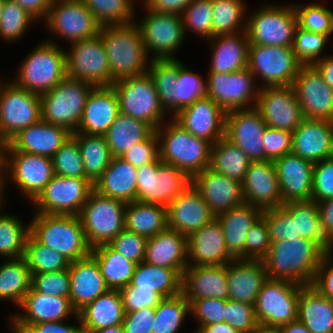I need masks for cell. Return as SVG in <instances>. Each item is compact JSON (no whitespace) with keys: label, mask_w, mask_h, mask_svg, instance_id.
Wrapping results in <instances>:
<instances>
[{"label":"cell","mask_w":333,"mask_h":333,"mask_svg":"<svg viewBox=\"0 0 333 333\" xmlns=\"http://www.w3.org/2000/svg\"><path fill=\"white\" fill-rule=\"evenodd\" d=\"M326 250L316 241L297 238L272 242L262 260L268 278L312 285Z\"/></svg>","instance_id":"obj_1"},{"label":"cell","mask_w":333,"mask_h":333,"mask_svg":"<svg viewBox=\"0 0 333 333\" xmlns=\"http://www.w3.org/2000/svg\"><path fill=\"white\" fill-rule=\"evenodd\" d=\"M99 35L109 60L111 85L148 71L151 59L144 48L141 31L135 21L103 26Z\"/></svg>","instance_id":"obj_2"},{"label":"cell","mask_w":333,"mask_h":333,"mask_svg":"<svg viewBox=\"0 0 333 333\" xmlns=\"http://www.w3.org/2000/svg\"><path fill=\"white\" fill-rule=\"evenodd\" d=\"M170 119L155 130L159 141V158L192 179L209 168L212 144L186 131L172 117Z\"/></svg>","instance_id":"obj_3"},{"label":"cell","mask_w":333,"mask_h":333,"mask_svg":"<svg viewBox=\"0 0 333 333\" xmlns=\"http://www.w3.org/2000/svg\"><path fill=\"white\" fill-rule=\"evenodd\" d=\"M30 233L41 243L65 256L70 262L91 255L78 215H50L34 213Z\"/></svg>","instance_id":"obj_4"},{"label":"cell","mask_w":333,"mask_h":333,"mask_svg":"<svg viewBox=\"0 0 333 333\" xmlns=\"http://www.w3.org/2000/svg\"><path fill=\"white\" fill-rule=\"evenodd\" d=\"M20 63L12 80L21 88L41 95L51 91L66 75L65 49L53 40L38 42Z\"/></svg>","instance_id":"obj_5"},{"label":"cell","mask_w":333,"mask_h":333,"mask_svg":"<svg viewBox=\"0 0 333 333\" xmlns=\"http://www.w3.org/2000/svg\"><path fill=\"white\" fill-rule=\"evenodd\" d=\"M93 87L91 83L66 76L51 91L40 95L41 120L75 133Z\"/></svg>","instance_id":"obj_6"},{"label":"cell","mask_w":333,"mask_h":333,"mask_svg":"<svg viewBox=\"0 0 333 333\" xmlns=\"http://www.w3.org/2000/svg\"><path fill=\"white\" fill-rule=\"evenodd\" d=\"M264 4L247 15L249 45L292 47L298 26L294 4Z\"/></svg>","instance_id":"obj_7"},{"label":"cell","mask_w":333,"mask_h":333,"mask_svg":"<svg viewBox=\"0 0 333 333\" xmlns=\"http://www.w3.org/2000/svg\"><path fill=\"white\" fill-rule=\"evenodd\" d=\"M54 176L52 158L16 151L9 143L5 147L3 195L6 186L15 184L20 194L31 203ZM8 178V179H7ZM13 181V182H12Z\"/></svg>","instance_id":"obj_8"},{"label":"cell","mask_w":333,"mask_h":333,"mask_svg":"<svg viewBox=\"0 0 333 333\" xmlns=\"http://www.w3.org/2000/svg\"><path fill=\"white\" fill-rule=\"evenodd\" d=\"M123 201L105 197L93 190L78 215L89 246L109 244L125 229Z\"/></svg>","instance_id":"obj_9"},{"label":"cell","mask_w":333,"mask_h":333,"mask_svg":"<svg viewBox=\"0 0 333 333\" xmlns=\"http://www.w3.org/2000/svg\"><path fill=\"white\" fill-rule=\"evenodd\" d=\"M119 100L120 113L144 121L154 130L167 118L149 73L125 78L112 84Z\"/></svg>","instance_id":"obj_10"},{"label":"cell","mask_w":333,"mask_h":333,"mask_svg":"<svg viewBox=\"0 0 333 333\" xmlns=\"http://www.w3.org/2000/svg\"><path fill=\"white\" fill-rule=\"evenodd\" d=\"M4 82V83H3ZM0 80V138L8 144L22 130L41 120L40 95Z\"/></svg>","instance_id":"obj_11"},{"label":"cell","mask_w":333,"mask_h":333,"mask_svg":"<svg viewBox=\"0 0 333 333\" xmlns=\"http://www.w3.org/2000/svg\"><path fill=\"white\" fill-rule=\"evenodd\" d=\"M145 15L138 25L144 48L148 57L153 59H177L176 52L186 36L180 14L156 12L144 4ZM152 51V52H151ZM153 55H152V54ZM150 55H152L150 57Z\"/></svg>","instance_id":"obj_12"},{"label":"cell","mask_w":333,"mask_h":333,"mask_svg":"<svg viewBox=\"0 0 333 333\" xmlns=\"http://www.w3.org/2000/svg\"><path fill=\"white\" fill-rule=\"evenodd\" d=\"M190 184L185 172L159 158L137 168L136 200L167 207Z\"/></svg>","instance_id":"obj_13"},{"label":"cell","mask_w":333,"mask_h":333,"mask_svg":"<svg viewBox=\"0 0 333 333\" xmlns=\"http://www.w3.org/2000/svg\"><path fill=\"white\" fill-rule=\"evenodd\" d=\"M302 66L292 47L249 45L247 68L260 87L292 86Z\"/></svg>","instance_id":"obj_14"},{"label":"cell","mask_w":333,"mask_h":333,"mask_svg":"<svg viewBox=\"0 0 333 333\" xmlns=\"http://www.w3.org/2000/svg\"><path fill=\"white\" fill-rule=\"evenodd\" d=\"M300 287L290 281L268 278L254 303L258 324L281 327L297 320Z\"/></svg>","instance_id":"obj_15"},{"label":"cell","mask_w":333,"mask_h":333,"mask_svg":"<svg viewBox=\"0 0 333 333\" xmlns=\"http://www.w3.org/2000/svg\"><path fill=\"white\" fill-rule=\"evenodd\" d=\"M206 83V96L225 112L256 107L261 87L248 68L233 73H208Z\"/></svg>","instance_id":"obj_16"},{"label":"cell","mask_w":333,"mask_h":333,"mask_svg":"<svg viewBox=\"0 0 333 333\" xmlns=\"http://www.w3.org/2000/svg\"><path fill=\"white\" fill-rule=\"evenodd\" d=\"M43 22L50 34L69 43L95 37L101 29L83 0H52Z\"/></svg>","instance_id":"obj_17"},{"label":"cell","mask_w":333,"mask_h":333,"mask_svg":"<svg viewBox=\"0 0 333 333\" xmlns=\"http://www.w3.org/2000/svg\"><path fill=\"white\" fill-rule=\"evenodd\" d=\"M66 56V75L93 84L111 85L109 60L100 35L70 43Z\"/></svg>","instance_id":"obj_18"},{"label":"cell","mask_w":333,"mask_h":333,"mask_svg":"<svg viewBox=\"0 0 333 333\" xmlns=\"http://www.w3.org/2000/svg\"><path fill=\"white\" fill-rule=\"evenodd\" d=\"M94 185L88 179L54 175L32 202L35 213L79 215Z\"/></svg>","instance_id":"obj_19"},{"label":"cell","mask_w":333,"mask_h":333,"mask_svg":"<svg viewBox=\"0 0 333 333\" xmlns=\"http://www.w3.org/2000/svg\"><path fill=\"white\" fill-rule=\"evenodd\" d=\"M267 125L256 107L226 112L225 138L240 148L250 161L267 160L263 134Z\"/></svg>","instance_id":"obj_20"},{"label":"cell","mask_w":333,"mask_h":333,"mask_svg":"<svg viewBox=\"0 0 333 333\" xmlns=\"http://www.w3.org/2000/svg\"><path fill=\"white\" fill-rule=\"evenodd\" d=\"M256 108L268 127L293 132L303 121L293 86L261 87Z\"/></svg>","instance_id":"obj_21"},{"label":"cell","mask_w":333,"mask_h":333,"mask_svg":"<svg viewBox=\"0 0 333 333\" xmlns=\"http://www.w3.org/2000/svg\"><path fill=\"white\" fill-rule=\"evenodd\" d=\"M11 313L8 322L15 328L25 331L32 324L68 320L77 312L73 309L69 297L42 294L32 286L25 295L19 310Z\"/></svg>","instance_id":"obj_22"},{"label":"cell","mask_w":333,"mask_h":333,"mask_svg":"<svg viewBox=\"0 0 333 333\" xmlns=\"http://www.w3.org/2000/svg\"><path fill=\"white\" fill-rule=\"evenodd\" d=\"M292 86L304 118L333 121V89L313 65H303Z\"/></svg>","instance_id":"obj_23"},{"label":"cell","mask_w":333,"mask_h":333,"mask_svg":"<svg viewBox=\"0 0 333 333\" xmlns=\"http://www.w3.org/2000/svg\"><path fill=\"white\" fill-rule=\"evenodd\" d=\"M172 118L186 131L211 144L225 136L226 112L207 96L180 110Z\"/></svg>","instance_id":"obj_24"},{"label":"cell","mask_w":333,"mask_h":333,"mask_svg":"<svg viewBox=\"0 0 333 333\" xmlns=\"http://www.w3.org/2000/svg\"><path fill=\"white\" fill-rule=\"evenodd\" d=\"M241 185L247 204L262 211L283 205L279 180L272 160L251 161Z\"/></svg>","instance_id":"obj_25"},{"label":"cell","mask_w":333,"mask_h":333,"mask_svg":"<svg viewBox=\"0 0 333 333\" xmlns=\"http://www.w3.org/2000/svg\"><path fill=\"white\" fill-rule=\"evenodd\" d=\"M273 162L279 180L282 203L311 201L314 164L292 152Z\"/></svg>","instance_id":"obj_26"},{"label":"cell","mask_w":333,"mask_h":333,"mask_svg":"<svg viewBox=\"0 0 333 333\" xmlns=\"http://www.w3.org/2000/svg\"><path fill=\"white\" fill-rule=\"evenodd\" d=\"M187 247V262L191 266L226 265L235 259L226 248L216 217L187 237Z\"/></svg>","instance_id":"obj_27"},{"label":"cell","mask_w":333,"mask_h":333,"mask_svg":"<svg viewBox=\"0 0 333 333\" xmlns=\"http://www.w3.org/2000/svg\"><path fill=\"white\" fill-rule=\"evenodd\" d=\"M167 225L188 237L215 216L199 191L190 184L167 207Z\"/></svg>","instance_id":"obj_28"},{"label":"cell","mask_w":333,"mask_h":333,"mask_svg":"<svg viewBox=\"0 0 333 333\" xmlns=\"http://www.w3.org/2000/svg\"><path fill=\"white\" fill-rule=\"evenodd\" d=\"M292 153L316 164L333 156V121L304 118L292 132Z\"/></svg>","instance_id":"obj_29"},{"label":"cell","mask_w":333,"mask_h":333,"mask_svg":"<svg viewBox=\"0 0 333 333\" xmlns=\"http://www.w3.org/2000/svg\"><path fill=\"white\" fill-rule=\"evenodd\" d=\"M192 185L199 191L215 217L245 203L240 182L209 168L196 174L192 178Z\"/></svg>","instance_id":"obj_30"},{"label":"cell","mask_w":333,"mask_h":333,"mask_svg":"<svg viewBox=\"0 0 333 333\" xmlns=\"http://www.w3.org/2000/svg\"><path fill=\"white\" fill-rule=\"evenodd\" d=\"M119 114V100L113 86H94L75 133L104 135Z\"/></svg>","instance_id":"obj_31"},{"label":"cell","mask_w":333,"mask_h":333,"mask_svg":"<svg viewBox=\"0 0 333 333\" xmlns=\"http://www.w3.org/2000/svg\"><path fill=\"white\" fill-rule=\"evenodd\" d=\"M226 265L191 266L182 275L181 293L187 300L217 298L228 300Z\"/></svg>","instance_id":"obj_32"},{"label":"cell","mask_w":333,"mask_h":333,"mask_svg":"<svg viewBox=\"0 0 333 333\" xmlns=\"http://www.w3.org/2000/svg\"><path fill=\"white\" fill-rule=\"evenodd\" d=\"M69 276V299L77 313L109 290L97 261L91 255L71 262Z\"/></svg>","instance_id":"obj_33"},{"label":"cell","mask_w":333,"mask_h":333,"mask_svg":"<svg viewBox=\"0 0 333 333\" xmlns=\"http://www.w3.org/2000/svg\"><path fill=\"white\" fill-rule=\"evenodd\" d=\"M187 250V237L167 227L146 240L144 262L174 269L182 277L188 266Z\"/></svg>","instance_id":"obj_34"},{"label":"cell","mask_w":333,"mask_h":333,"mask_svg":"<svg viewBox=\"0 0 333 333\" xmlns=\"http://www.w3.org/2000/svg\"><path fill=\"white\" fill-rule=\"evenodd\" d=\"M268 279L261 260L234 259L227 263L228 299L254 305Z\"/></svg>","instance_id":"obj_35"},{"label":"cell","mask_w":333,"mask_h":333,"mask_svg":"<svg viewBox=\"0 0 333 333\" xmlns=\"http://www.w3.org/2000/svg\"><path fill=\"white\" fill-rule=\"evenodd\" d=\"M71 135L64 127L40 120L22 130L9 144L19 152L52 158Z\"/></svg>","instance_id":"obj_36"},{"label":"cell","mask_w":333,"mask_h":333,"mask_svg":"<svg viewBox=\"0 0 333 333\" xmlns=\"http://www.w3.org/2000/svg\"><path fill=\"white\" fill-rule=\"evenodd\" d=\"M208 42L212 52L208 73H233L247 68L249 40L246 31L218 35Z\"/></svg>","instance_id":"obj_37"},{"label":"cell","mask_w":333,"mask_h":333,"mask_svg":"<svg viewBox=\"0 0 333 333\" xmlns=\"http://www.w3.org/2000/svg\"><path fill=\"white\" fill-rule=\"evenodd\" d=\"M137 167L121 157L112 158L106 170L95 182L94 190L102 196L124 203L136 200Z\"/></svg>","instance_id":"obj_38"},{"label":"cell","mask_w":333,"mask_h":333,"mask_svg":"<svg viewBox=\"0 0 333 333\" xmlns=\"http://www.w3.org/2000/svg\"><path fill=\"white\" fill-rule=\"evenodd\" d=\"M83 333L122 325L125 310L119 290L109 289L78 312Z\"/></svg>","instance_id":"obj_39"},{"label":"cell","mask_w":333,"mask_h":333,"mask_svg":"<svg viewBox=\"0 0 333 333\" xmlns=\"http://www.w3.org/2000/svg\"><path fill=\"white\" fill-rule=\"evenodd\" d=\"M261 213L260 208L244 203L216 216L223 229L226 248L235 259L244 260L247 233Z\"/></svg>","instance_id":"obj_40"},{"label":"cell","mask_w":333,"mask_h":333,"mask_svg":"<svg viewBox=\"0 0 333 333\" xmlns=\"http://www.w3.org/2000/svg\"><path fill=\"white\" fill-rule=\"evenodd\" d=\"M298 320L311 333H333V300L312 285L300 287Z\"/></svg>","instance_id":"obj_41"},{"label":"cell","mask_w":333,"mask_h":333,"mask_svg":"<svg viewBox=\"0 0 333 333\" xmlns=\"http://www.w3.org/2000/svg\"><path fill=\"white\" fill-rule=\"evenodd\" d=\"M168 227L166 206L137 200L125 206V229L146 239Z\"/></svg>","instance_id":"obj_42"},{"label":"cell","mask_w":333,"mask_h":333,"mask_svg":"<svg viewBox=\"0 0 333 333\" xmlns=\"http://www.w3.org/2000/svg\"><path fill=\"white\" fill-rule=\"evenodd\" d=\"M182 277L174 270L146 262L135 266L130 284L138 289L152 290L163 299L181 293Z\"/></svg>","instance_id":"obj_43"},{"label":"cell","mask_w":333,"mask_h":333,"mask_svg":"<svg viewBox=\"0 0 333 333\" xmlns=\"http://www.w3.org/2000/svg\"><path fill=\"white\" fill-rule=\"evenodd\" d=\"M154 129L144 121L119 114L104 134L112 157H121L135 144L144 141Z\"/></svg>","instance_id":"obj_44"},{"label":"cell","mask_w":333,"mask_h":333,"mask_svg":"<svg viewBox=\"0 0 333 333\" xmlns=\"http://www.w3.org/2000/svg\"><path fill=\"white\" fill-rule=\"evenodd\" d=\"M91 256L97 261L107 287L120 290L130 284L136 264L108 244L96 246Z\"/></svg>","instance_id":"obj_45"},{"label":"cell","mask_w":333,"mask_h":333,"mask_svg":"<svg viewBox=\"0 0 333 333\" xmlns=\"http://www.w3.org/2000/svg\"><path fill=\"white\" fill-rule=\"evenodd\" d=\"M32 275L24 258L7 259L0 265V301L18 308L31 288Z\"/></svg>","instance_id":"obj_46"},{"label":"cell","mask_w":333,"mask_h":333,"mask_svg":"<svg viewBox=\"0 0 333 333\" xmlns=\"http://www.w3.org/2000/svg\"><path fill=\"white\" fill-rule=\"evenodd\" d=\"M251 161L245 153L225 137L211 145L209 169L240 183Z\"/></svg>","instance_id":"obj_47"},{"label":"cell","mask_w":333,"mask_h":333,"mask_svg":"<svg viewBox=\"0 0 333 333\" xmlns=\"http://www.w3.org/2000/svg\"><path fill=\"white\" fill-rule=\"evenodd\" d=\"M81 151L85 177L93 185L101 177L112 160L104 135L73 133Z\"/></svg>","instance_id":"obj_48"},{"label":"cell","mask_w":333,"mask_h":333,"mask_svg":"<svg viewBox=\"0 0 333 333\" xmlns=\"http://www.w3.org/2000/svg\"><path fill=\"white\" fill-rule=\"evenodd\" d=\"M296 219L297 236L318 242L326 251L333 244L325 237L315 201L288 202L282 205Z\"/></svg>","instance_id":"obj_49"},{"label":"cell","mask_w":333,"mask_h":333,"mask_svg":"<svg viewBox=\"0 0 333 333\" xmlns=\"http://www.w3.org/2000/svg\"><path fill=\"white\" fill-rule=\"evenodd\" d=\"M212 1V38L218 35L235 34L246 31L247 5L245 0ZM245 20V21H244Z\"/></svg>","instance_id":"obj_50"},{"label":"cell","mask_w":333,"mask_h":333,"mask_svg":"<svg viewBox=\"0 0 333 333\" xmlns=\"http://www.w3.org/2000/svg\"><path fill=\"white\" fill-rule=\"evenodd\" d=\"M0 207V256L4 259H19L24 257L25 243L30 234V223L25 225L21 217L14 214H2Z\"/></svg>","instance_id":"obj_51"},{"label":"cell","mask_w":333,"mask_h":333,"mask_svg":"<svg viewBox=\"0 0 333 333\" xmlns=\"http://www.w3.org/2000/svg\"><path fill=\"white\" fill-rule=\"evenodd\" d=\"M23 258L29 267L31 275L64 271L69 269L71 263L62 254L41 244L31 233L26 239Z\"/></svg>","instance_id":"obj_52"},{"label":"cell","mask_w":333,"mask_h":333,"mask_svg":"<svg viewBox=\"0 0 333 333\" xmlns=\"http://www.w3.org/2000/svg\"><path fill=\"white\" fill-rule=\"evenodd\" d=\"M153 80L159 102L173 116V93L178 77V59H153L147 71Z\"/></svg>","instance_id":"obj_53"},{"label":"cell","mask_w":333,"mask_h":333,"mask_svg":"<svg viewBox=\"0 0 333 333\" xmlns=\"http://www.w3.org/2000/svg\"><path fill=\"white\" fill-rule=\"evenodd\" d=\"M188 314L190 303L182 293L164 298L155 308L152 333H179Z\"/></svg>","instance_id":"obj_54"},{"label":"cell","mask_w":333,"mask_h":333,"mask_svg":"<svg viewBox=\"0 0 333 333\" xmlns=\"http://www.w3.org/2000/svg\"><path fill=\"white\" fill-rule=\"evenodd\" d=\"M206 87V79L204 80L200 73L193 72L178 59V77L173 93V116L206 96Z\"/></svg>","instance_id":"obj_55"},{"label":"cell","mask_w":333,"mask_h":333,"mask_svg":"<svg viewBox=\"0 0 333 333\" xmlns=\"http://www.w3.org/2000/svg\"><path fill=\"white\" fill-rule=\"evenodd\" d=\"M101 27L135 21V0H83Z\"/></svg>","instance_id":"obj_56"},{"label":"cell","mask_w":333,"mask_h":333,"mask_svg":"<svg viewBox=\"0 0 333 333\" xmlns=\"http://www.w3.org/2000/svg\"><path fill=\"white\" fill-rule=\"evenodd\" d=\"M37 21L26 10L12 0H6L0 19V37L6 43L23 38L32 23Z\"/></svg>","instance_id":"obj_57"},{"label":"cell","mask_w":333,"mask_h":333,"mask_svg":"<svg viewBox=\"0 0 333 333\" xmlns=\"http://www.w3.org/2000/svg\"><path fill=\"white\" fill-rule=\"evenodd\" d=\"M298 26L304 30L330 37L333 33V11L323 3L311 2L295 5Z\"/></svg>","instance_id":"obj_58"},{"label":"cell","mask_w":333,"mask_h":333,"mask_svg":"<svg viewBox=\"0 0 333 333\" xmlns=\"http://www.w3.org/2000/svg\"><path fill=\"white\" fill-rule=\"evenodd\" d=\"M185 33H196L207 41L212 38V1L193 0L180 14Z\"/></svg>","instance_id":"obj_59"},{"label":"cell","mask_w":333,"mask_h":333,"mask_svg":"<svg viewBox=\"0 0 333 333\" xmlns=\"http://www.w3.org/2000/svg\"><path fill=\"white\" fill-rule=\"evenodd\" d=\"M328 39L327 35L307 31L297 26L292 49L296 58L303 65H313L316 61L327 56L323 55L322 52Z\"/></svg>","instance_id":"obj_60"},{"label":"cell","mask_w":333,"mask_h":333,"mask_svg":"<svg viewBox=\"0 0 333 333\" xmlns=\"http://www.w3.org/2000/svg\"><path fill=\"white\" fill-rule=\"evenodd\" d=\"M54 175L86 179L78 141L71 135L53 155Z\"/></svg>","instance_id":"obj_61"},{"label":"cell","mask_w":333,"mask_h":333,"mask_svg":"<svg viewBox=\"0 0 333 333\" xmlns=\"http://www.w3.org/2000/svg\"><path fill=\"white\" fill-rule=\"evenodd\" d=\"M261 216L265 220L271 243L301 237L297 236L296 219L283 206L263 210Z\"/></svg>","instance_id":"obj_62"},{"label":"cell","mask_w":333,"mask_h":333,"mask_svg":"<svg viewBox=\"0 0 333 333\" xmlns=\"http://www.w3.org/2000/svg\"><path fill=\"white\" fill-rule=\"evenodd\" d=\"M188 301L190 314L199 323L197 329H204L208 325L224 322L226 300L211 297Z\"/></svg>","instance_id":"obj_63"},{"label":"cell","mask_w":333,"mask_h":333,"mask_svg":"<svg viewBox=\"0 0 333 333\" xmlns=\"http://www.w3.org/2000/svg\"><path fill=\"white\" fill-rule=\"evenodd\" d=\"M224 322L240 333H251L259 325L254 305L229 299L225 302Z\"/></svg>","instance_id":"obj_64"},{"label":"cell","mask_w":333,"mask_h":333,"mask_svg":"<svg viewBox=\"0 0 333 333\" xmlns=\"http://www.w3.org/2000/svg\"><path fill=\"white\" fill-rule=\"evenodd\" d=\"M270 238L262 216L250 227L244 244V260H263L270 249Z\"/></svg>","instance_id":"obj_65"},{"label":"cell","mask_w":333,"mask_h":333,"mask_svg":"<svg viewBox=\"0 0 333 333\" xmlns=\"http://www.w3.org/2000/svg\"><path fill=\"white\" fill-rule=\"evenodd\" d=\"M31 286L42 294L69 297V269L58 272L32 274Z\"/></svg>","instance_id":"obj_66"},{"label":"cell","mask_w":333,"mask_h":333,"mask_svg":"<svg viewBox=\"0 0 333 333\" xmlns=\"http://www.w3.org/2000/svg\"><path fill=\"white\" fill-rule=\"evenodd\" d=\"M146 240L145 237L124 229L108 245L137 265L144 261Z\"/></svg>","instance_id":"obj_67"},{"label":"cell","mask_w":333,"mask_h":333,"mask_svg":"<svg viewBox=\"0 0 333 333\" xmlns=\"http://www.w3.org/2000/svg\"><path fill=\"white\" fill-rule=\"evenodd\" d=\"M333 198V156L314 164L312 201Z\"/></svg>","instance_id":"obj_68"},{"label":"cell","mask_w":333,"mask_h":333,"mask_svg":"<svg viewBox=\"0 0 333 333\" xmlns=\"http://www.w3.org/2000/svg\"><path fill=\"white\" fill-rule=\"evenodd\" d=\"M121 158L134 167H140L159 159V141L155 130L133 148L122 154Z\"/></svg>","instance_id":"obj_69"},{"label":"cell","mask_w":333,"mask_h":333,"mask_svg":"<svg viewBox=\"0 0 333 333\" xmlns=\"http://www.w3.org/2000/svg\"><path fill=\"white\" fill-rule=\"evenodd\" d=\"M120 294L125 312H134L142 308H156L163 298L152 290L138 289L128 284L121 288Z\"/></svg>","instance_id":"obj_70"},{"label":"cell","mask_w":333,"mask_h":333,"mask_svg":"<svg viewBox=\"0 0 333 333\" xmlns=\"http://www.w3.org/2000/svg\"><path fill=\"white\" fill-rule=\"evenodd\" d=\"M292 132L266 127L263 145L267 160H276L292 152Z\"/></svg>","instance_id":"obj_71"},{"label":"cell","mask_w":333,"mask_h":333,"mask_svg":"<svg viewBox=\"0 0 333 333\" xmlns=\"http://www.w3.org/2000/svg\"><path fill=\"white\" fill-rule=\"evenodd\" d=\"M312 286L333 300V249L324 253Z\"/></svg>","instance_id":"obj_72"},{"label":"cell","mask_w":333,"mask_h":333,"mask_svg":"<svg viewBox=\"0 0 333 333\" xmlns=\"http://www.w3.org/2000/svg\"><path fill=\"white\" fill-rule=\"evenodd\" d=\"M155 320V308H142L134 312H125L123 328L125 333H152Z\"/></svg>","instance_id":"obj_73"},{"label":"cell","mask_w":333,"mask_h":333,"mask_svg":"<svg viewBox=\"0 0 333 333\" xmlns=\"http://www.w3.org/2000/svg\"><path fill=\"white\" fill-rule=\"evenodd\" d=\"M76 321V326L67 324L64 321L45 322L30 325L24 332L25 333H83L80 318L78 313L73 317Z\"/></svg>","instance_id":"obj_74"},{"label":"cell","mask_w":333,"mask_h":333,"mask_svg":"<svg viewBox=\"0 0 333 333\" xmlns=\"http://www.w3.org/2000/svg\"><path fill=\"white\" fill-rule=\"evenodd\" d=\"M193 0H144L147 8L156 12L181 14Z\"/></svg>","instance_id":"obj_75"},{"label":"cell","mask_w":333,"mask_h":333,"mask_svg":"<svg viewBox=\"0 0 333 333\" xmlns=\"http://www.w3.org/2000/svg\"><path fill=\"white\" fill-rule=\"evenodd\" d=\"M325 237L333 244V198L317 202Z\"/></svg>","instance_id":"obj_76"},{"label":"cell","mask_w":333,"mask_h":333,"mask_svg":"<svg viewBox=\"0 0 333 333\" xmlns=\"http://www.w3.org/2000/svg\"><path fill=\"white\" fill-rule=\"evenodd\" d=\"M23 7L26 12L36 21H44L48 10L51 7L52 0H12Z\"/></svg>","instance_id":"obj_77"},{"label":"cell","mask_w":333,"mask_h":333,"mask_svg":"<svg viewBox=\"0 0 333 333\" xmlns=\"http://www.w3.org/2000/svg\"><path fill=\"white\" fill-rule=\"evenodd\" d=\"M313 66L322 75L325 83L333 89V55H327L316 61Z\"/></svg>","instance_id":"obj_78"},{"label":"cell","mask_w":333,"mask_h":333,"mask_svg":"<svg viewBox=\"0 0 333 333\" xmlns=\"http://www.w3.org/2000/svg\"><path fill=\"white\" fill-rule=\"evenodd\" d=\"M203 330L206 333H240L226 322L208 325Z\"/></svg>","instance_id":"obj_79"},{"label":"cell","mask_w":333,"mask_h":333,"mask_svg":"<svg viewBox=\"0 0 333 333\" xmlns=\"http://www.w3.org/2000/svg\"><path fill=\"white\" fill-rule=\"evenodd\" d=\"M283 333H311L298 319L281 326Z\"/></svg>","instance_id":"obj_80"}]
</instances>
